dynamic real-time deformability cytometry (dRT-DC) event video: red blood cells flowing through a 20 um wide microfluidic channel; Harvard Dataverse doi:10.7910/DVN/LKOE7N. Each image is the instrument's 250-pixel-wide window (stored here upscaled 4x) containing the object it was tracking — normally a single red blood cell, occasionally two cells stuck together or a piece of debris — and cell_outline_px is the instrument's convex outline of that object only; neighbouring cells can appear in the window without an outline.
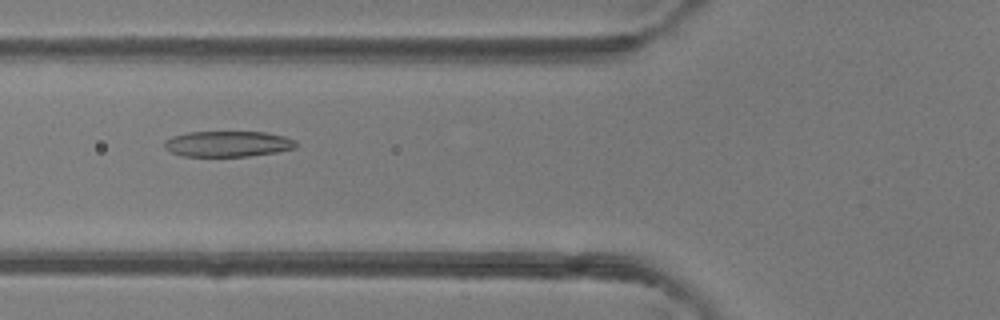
{"species": "common noctule bat (a hibernating species)", "species_latin": "Nyctalus noctula", "temperature_condition": "room temperature", "stored_images_in_passage": 49, "camera_frame_rate_fps": 3000, "um_per_image_px": 0.085, "animal": {"sex": "female"}, "frame": {"image": 1, "passage_image": 19, "time_ms": 6.0, "image_size_px": [1000, 320], "cell_outline_px": [[296, 148], [276, 152], [248, 156], [180, 156], [164, 148], [164, 140], [172, 136], [188, 132], [264, 132], [284, 136], [296, 140]], "centroid_in_image_um": [19.34, 12.23], "position_along_channel_um": 106.5, "area_um2": 19.77}}
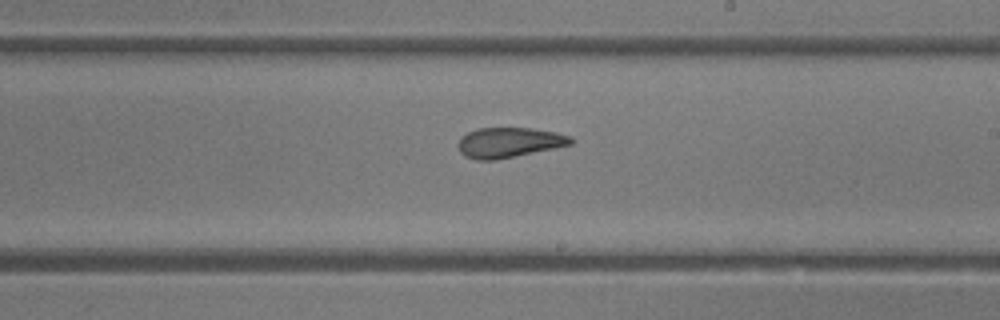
{"frame": {"image": 2, "passage_image": 29, "time_ms": 9.333, "image_size_px": [1000, 320], "cell_outline_px": [[576, 140], [572, 144], [496, 160], [476, 160], [464, 156], [460, 152], [456, 144], [460, 136], [476, 128], [532, 128], [556, 132], [572, 136]], "centroid_in_image_um": [43.24, 12.1], "position_along_channel_um": 245.8, "area_um2": 20.0}}
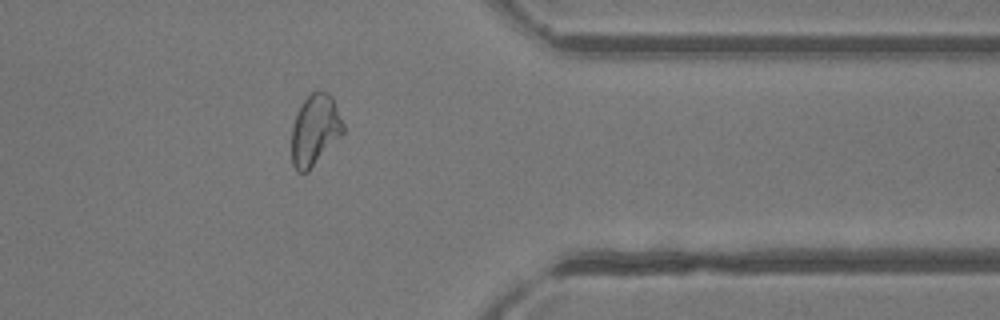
{"frame": {"image": 3, "passage_image": 40, "time_ms": 13.0, "image_size_px": [1000, 320], "cell_outline_px": [[344, 132], [308, 172], [296, 172], [292, 164], [292, 128], [296, 116], [304, 100], [316, 88], [320, 88], [328, 92], [332, 96], [344, 124]], "centroid_in_image_um": [26.78, 11.03], "position_along_channel_um": 384.6, "area_um2": 21.39}, "authors_computed_cell_mechanics": {"area_um2": 21.964, "velocity_mm_per_s": 4.1699, "shape_relaxation_time_tau1_ms": 7.1786, "shape_relaxation_time_tau2_ms": 2.127, "deformation_change_tau1": 0.2532, "deformation_change_tau2": 0.1088}}